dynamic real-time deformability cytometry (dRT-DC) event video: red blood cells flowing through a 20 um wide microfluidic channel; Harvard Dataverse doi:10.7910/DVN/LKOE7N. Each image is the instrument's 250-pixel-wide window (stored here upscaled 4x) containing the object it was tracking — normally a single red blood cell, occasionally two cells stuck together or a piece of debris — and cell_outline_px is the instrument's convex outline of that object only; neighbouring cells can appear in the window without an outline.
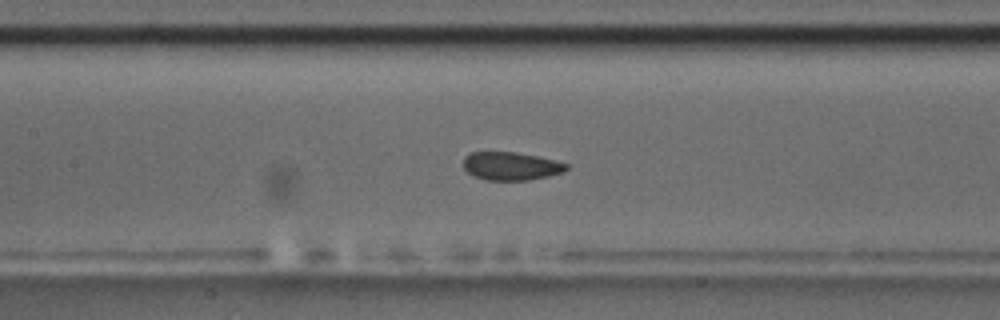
{"species": "common noctule bat (a hibernating species)", "species_latin": "Nyctalus noctula", "temperature_condition": "room temperature", "stored_images_in_passage": 31, "camera_frame_rate_fps": 3000, "um_per_image_px": 0.085, "animal": {"sex": "male", "body_mass_g": 17.5, "forearm_length_mm": 52.3}, "frame": {"image": 1, "passage_image": 27, "time_ms": 8.667, "image_size_px": [1000, 320], "cell_outline_px": [[568, 168], [564, 172], [548, 176], [528, 180], [484, 180], [472, 176], [464, 168], [464, 156], [472, 152], [516, 152], [556, 160], [568, 164]], "centroid_in_image_um": [43.43, 14.12], "position_along_channel_um": 164.0, "area_um2": 16.99}}